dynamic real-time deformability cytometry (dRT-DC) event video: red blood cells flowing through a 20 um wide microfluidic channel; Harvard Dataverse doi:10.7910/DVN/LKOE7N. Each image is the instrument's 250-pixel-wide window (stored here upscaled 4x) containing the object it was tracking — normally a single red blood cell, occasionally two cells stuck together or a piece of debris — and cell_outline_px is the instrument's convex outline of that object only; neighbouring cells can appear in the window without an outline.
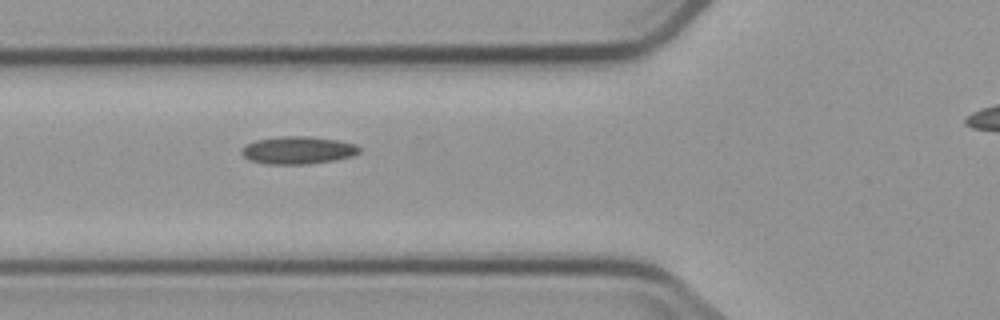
{"species": "common noctule bat (a hibernating species)", "species_latin": "Nyctalus noctula", "temperature_condition": "cold", "stored_images_in_passage": 12, "camera_frame_rate_fps": 3000, "um_per_image_px": 0.085, "animal": {"sex": "male", "body_mass_g": 23.1, "forearm_length_mm": 52.7}, "frame": {"image": 1, "passage_image": 4, "time_ms": 5.333, "image_size_px": [1000, 320], "cell_outline_px": [[360, 152], [352, 156], [336, 160], [308, 164], [268, 164], [248, 160], [240, 152], [248, 144], [256, 140], [280, 136], [312, 136], [340, 140], [356, 144], [360, 148]], "centroid_in_image_um": [25.37, 12.76], "position_along_channel_um": 100.4, "area_um2": 19.07}}
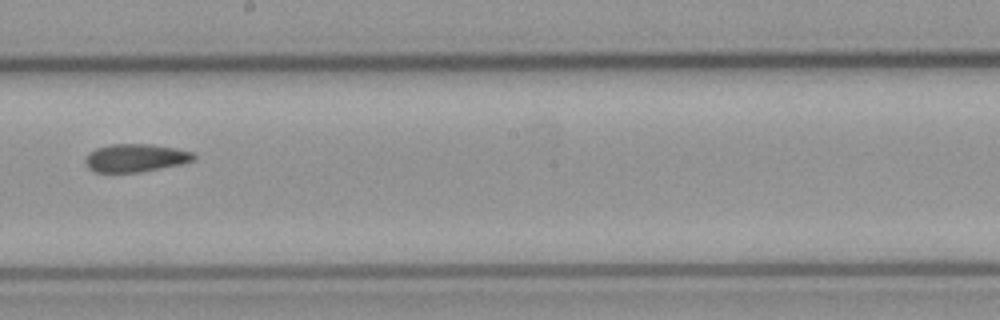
{"frame": {"image": 2, "passage_image": 7, "time_ms": 9.0, "image_size_px": [1000, 320], "cell_outline_px": [[196, 156], [192, 160], [180, 164], [140, 172], [96, 172], [88, 168], [84, 160], [96, 148], [108, 144], [152, 144], [192, 152]], "centroid_in_image_um": [11.49, 13.42], "position_along_channel_um": 236.7, "area_um2": 17.4}}
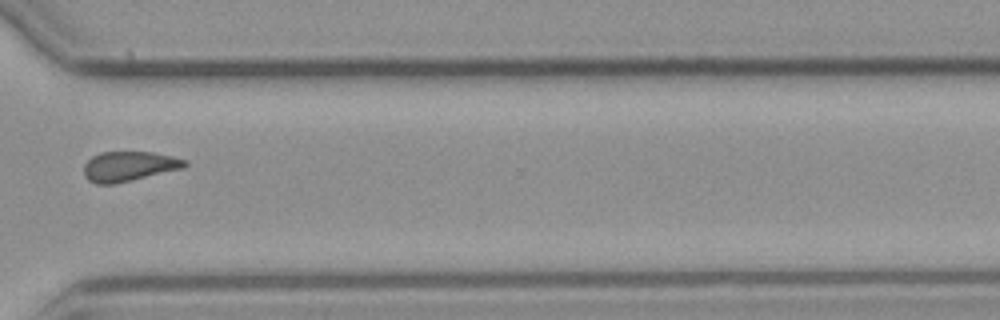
{"frame": {"image": 3, "passage_image": 10, "time_ms": 12.333, "image_size_px": [1000, 320], "cell_outline_px": [[188, 164], [184, 168], [116, 184], [96, 184], [88, 180], [84, 176], [84, 164], [92, 156], [100, 152], [152, 152], [172, 156], [188, 160]], "centroid_in_image_um": [10.97, 14.14], "position_along_channel_um": 359.6, "area_um2": 17.74}}